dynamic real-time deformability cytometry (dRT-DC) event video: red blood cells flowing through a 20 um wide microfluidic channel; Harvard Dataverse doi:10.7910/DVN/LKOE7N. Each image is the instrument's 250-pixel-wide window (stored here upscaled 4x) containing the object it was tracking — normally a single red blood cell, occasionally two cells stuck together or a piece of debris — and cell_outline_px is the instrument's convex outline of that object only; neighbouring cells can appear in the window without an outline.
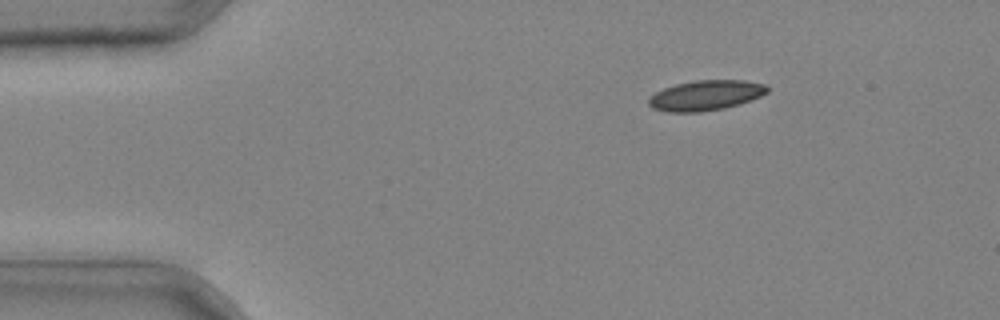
{"species": "common noctule bat (a hibernating species)", "species_latin": "Nyctalus noctula", "temperature_condition": "cold", "stored_images_in_passage": 8, "camera_frame_rate_fps": 3000, "um_per_image_px": 0.085, "animal": {"sex": "male", "body_mass_g": 20.4}, "frame": {"image": 1, "passage_image": 2, "time_ms": 0.333, "image_size_px": [1000, 320], "cell_outline_px": [[768, 92], [752, 100], [740, 104], [724, 108], [700, 112], [664, 112], [652, 108], [648, 104], [648, 96], [664, 88], [676, 84], [696, 80], [744, 80], [764, 84], [768, 88]], "centroid_in_image_um": [59.96, 8.11], "position_along_channel_um": 25.0, "area_um2": 20.98}}